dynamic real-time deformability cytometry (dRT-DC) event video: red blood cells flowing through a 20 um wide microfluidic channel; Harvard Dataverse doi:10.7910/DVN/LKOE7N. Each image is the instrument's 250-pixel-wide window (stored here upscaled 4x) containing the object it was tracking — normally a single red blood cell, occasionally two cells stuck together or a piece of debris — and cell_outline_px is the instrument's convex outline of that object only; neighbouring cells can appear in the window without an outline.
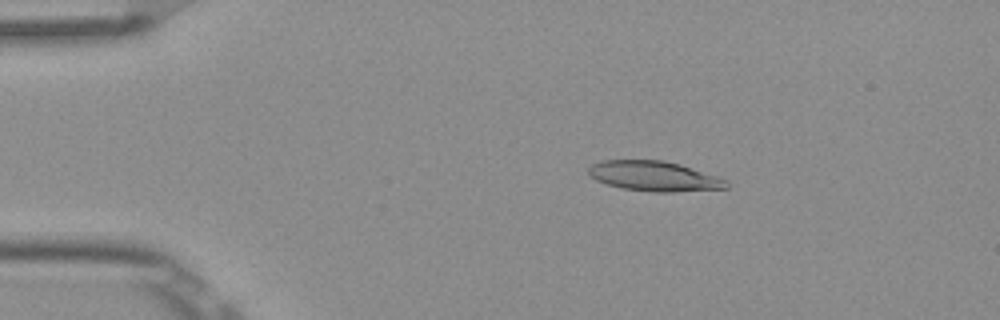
{"species": "Egyptian fruit bat (a non-hibernating species)", "species_latin": "Rousettus aegyptiacus", "temperature_condition": "room temperature", "stored_images_in_passage": 52, "camera_frame_rate_fps": 3000, "um_per_image_px": 0.085, "frame": {"image": 1, "passage_image": 9, "time_ms": 2.667, "image_size_px": [1000, 320], "cell_outline_px": [[728, 188], [672, 192], [656, 192], [620, 188], [596, 180], [588, 172], [588, 168], [592, 164], [600, 160], [664, 160], [680, 164], [728, 180]], "centroid_in_image_um": [55.6, 14.97], "position_along_channel_um": 29.4, "area_um2": 24.04}}
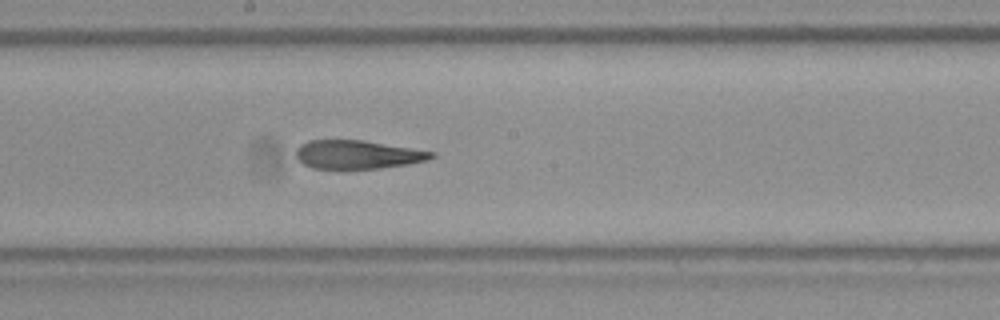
{"frame": {"image": 2, "passage_image": 28, "time_ms": 9.0, "image_size_px": [1000, 320], "cell_outline_px": [[436, 156], [428, 160], [408, 164], [380, 168], [340, 172], [312, 168], [304, 164], [296, 156], [296, 148], [300, 144], [308, 140], [364, 140], [436, 152]], "centroid_in_image_um": [30.36, 13.18], "position_along_channel_um": 217.8, "area_um2": 23.47}}
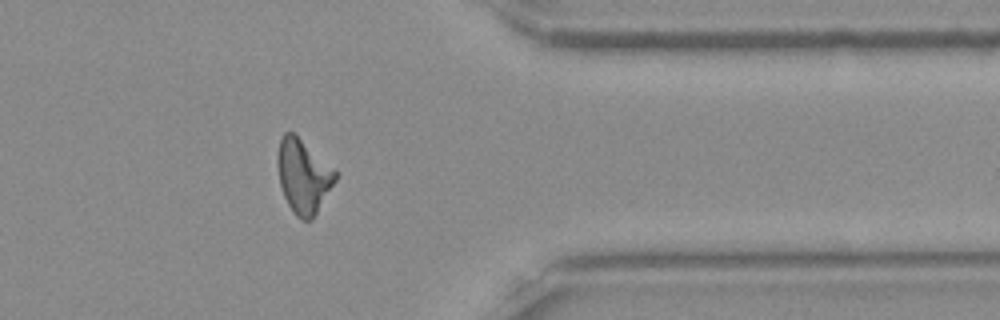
{"frame": {"image": 3, "passage_image": 42, "time_ms": 13.667, "image_size_px": [1000, 320], "cell_outline_px": [[336, 180], [312, 220], [300, 220], [292, 212], [284, 196], [280, 184], [276, 164], [276, 156], [280, 140], [284, 132], [292, 132], [336, 172]], "centroid_in_image_um": [25.73, 15.01], "position_along_channel_um": 385.7, "area_um2": 24.39}, "authors_computed_cell_mechanics": {"area_um2": 24.1315, "velocity_mm_per_s": 3.8969, "shape_relaxation_time_tau1_ms": null, "shape_relaxation_time_tau2_ms": 3.9107, "deformation_change_tau1": null, "deformation_change_tau2": 0.1442}}